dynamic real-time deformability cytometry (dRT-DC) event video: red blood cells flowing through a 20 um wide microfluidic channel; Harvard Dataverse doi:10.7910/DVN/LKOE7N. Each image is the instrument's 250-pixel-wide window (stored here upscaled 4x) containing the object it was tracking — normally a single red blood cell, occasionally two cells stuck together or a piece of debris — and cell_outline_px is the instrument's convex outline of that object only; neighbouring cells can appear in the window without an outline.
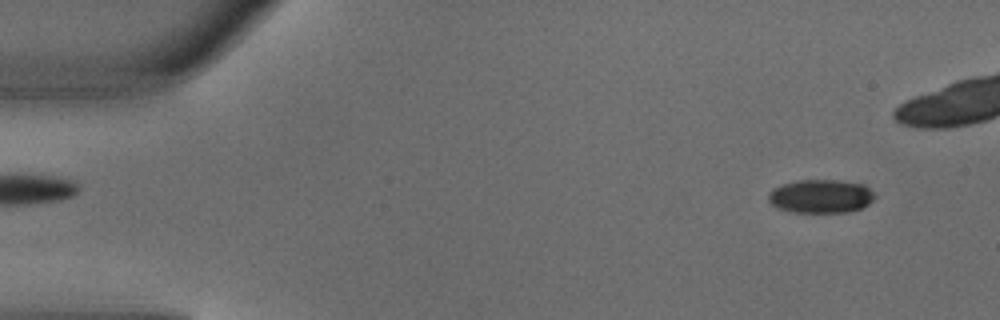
{"species": "common noctule bat (a hibernating species)", "species_latin": "Nyctalus noctula", "temperature_condition": "warm", "stored_images_in_passage": 8, "camera_frame_rate_fps": 3000, "um_per_image_px": 0.085, "animal": {"sex": "male", "body_mass_g": 18.8}, "frame": {"image": 1, "passage_image": 1, "time_ms": 0.0, "image_size_px": [1000, 320], "cell_outline_px": [[876, 196], [868, 204], [860, 208], [848, 212], [792, 212], [776, 208], [768, 200], [768, 192], [772, 188], [796, 180], [840, 180], [864, 184]], "centroid_in_image_um": [69.74, 16.68], "position_along_channel_um": 15.3, "area_um2": 20.87}}
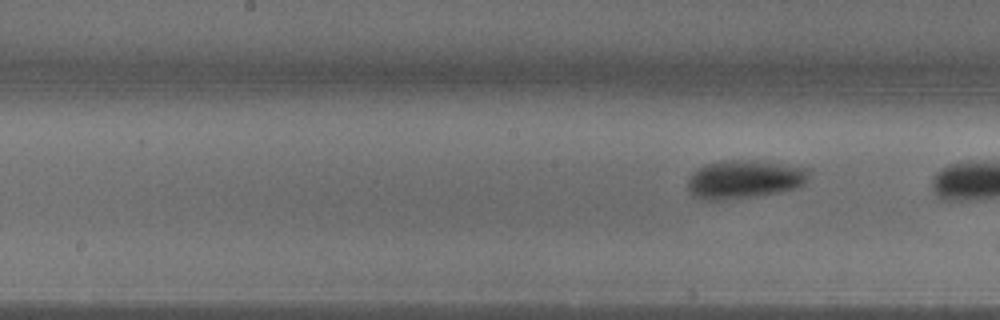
{"frame": {"image": 2, "passage_image": 8, "time_ms": 2.333, "image_size_px": [1000, 320], "cell_outline_px": [[812, 168], [808, 180], [800, 188], [760, 196], [720, 200], [704, 200], [692, 196], [688, 188], [688, 180], [692, 172], [696, 168], [704, 164], [720, 160], [756, 160]], "centroid_in_image_um": [63.3, 15.23], "position_along_channel_um": 184.9, "area_um2": 27.92}}